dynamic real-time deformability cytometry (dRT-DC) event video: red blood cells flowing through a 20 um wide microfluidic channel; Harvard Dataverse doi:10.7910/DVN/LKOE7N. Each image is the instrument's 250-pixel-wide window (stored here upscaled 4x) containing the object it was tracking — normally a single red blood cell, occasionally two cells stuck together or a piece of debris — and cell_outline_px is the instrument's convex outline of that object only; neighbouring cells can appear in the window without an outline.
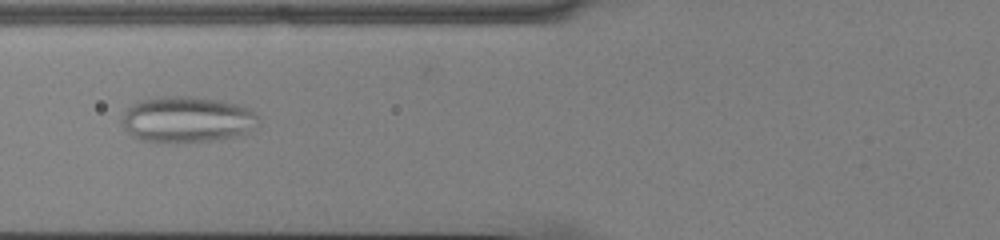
{"species": "common noctule bat (a hibernating species)", "species_latin": "Nyctalus noctula", "temperature_condition": "cold", "stored_images_in_passage": 49, "camera_frame_rate_fps": 3000, "um_per_image_px": 0.085, "animal": {"sex": "male", "body_mass_g": 13.0, "forearm_length_mm": 53.1}, "frame": {"image": 1, "passage_image": 16, "time_ms": 5.0, "image_size_px": [1000, 240], "cell_outline_px": [[260, 124], [236, 136], [220, 140], [176, 144], [140, 140], [132, 136], [124, 128], [120, 120], [124, 112], [132, 104], [140, 100], [168, 96], [192, 96], [220, 100], [240, 104], [252, 108], [260, 116]], "centroid_in_image_um": [15.93, 10.17], "position_along_channel_um": 109.9, "area_um2": 37.57}}
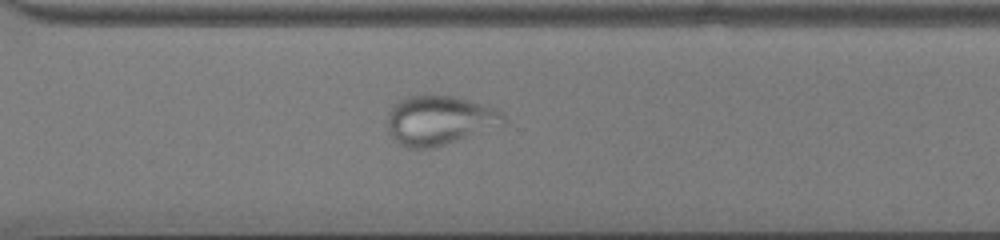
{"frame": {"image": 2, "passage_image": 34, "time_ms": 11.0, "image_size_px": [1000, 240], "cell_outline_px": [[508, 124], [436, 148], [408, 148], [400, 144], [392, 136], [388, 128], [388, 112], [400, 100], [408, 96], [452, 96], [468, 100], [492, 108], [500, 112], [508, 120]], "centroid_in_image_um": [37.39, 10.26], "position_along_channel_um": 333.2, "area_um2": 33.23}}
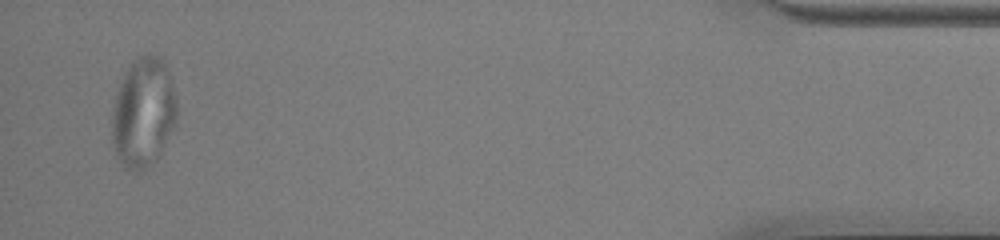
{"frame": {"image": 3, "passage_image": 47, "time_ms": 15.333, "image_size_px": [1000, 240], "cell_outline_px": [[176, 124], [156, 160], [152, 164], [140, 172], [132, 172], [124, 168], [116, 156], [112, 144], [112, 108], [116, 92], [124, 72], [136, 56], [144, 52], [152, 52], [160, 56], [164, 60], [168, 68], [176, 96]], "centroid_in_image_um": [12.17, 9.54], "position_along_channel_um": 423.0, "area_um2": 42.54}}